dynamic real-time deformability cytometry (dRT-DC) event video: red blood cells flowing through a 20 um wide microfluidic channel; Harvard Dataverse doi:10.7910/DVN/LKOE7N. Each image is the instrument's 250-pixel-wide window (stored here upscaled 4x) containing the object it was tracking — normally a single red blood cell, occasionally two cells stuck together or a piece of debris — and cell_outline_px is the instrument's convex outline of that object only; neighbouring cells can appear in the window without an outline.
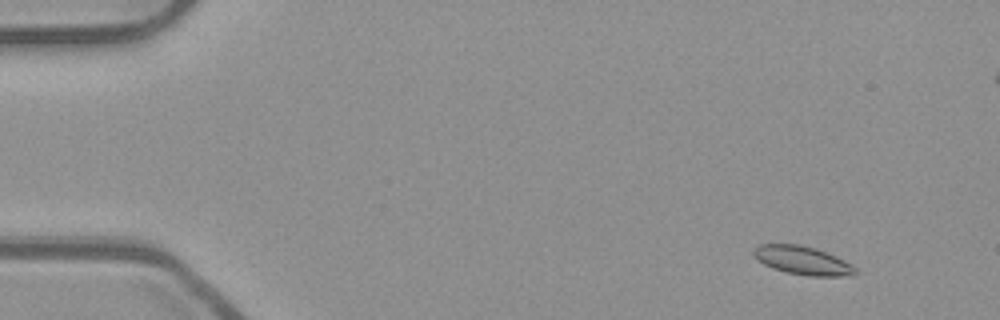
{"species": "common noctule bat (a hibernating species)", "species_latin": "Nyctalus noctula", "temperature_condition": "room temperature", "stored_images_in_passage": 55, "camera_frame_rate_fps": 3000, "um_per_image_px": 0.085, "animal": {"sex": "male", "body_mass_g": 23.1, "forearm_length_mm": 52.7}, "frame": {"image": 1, "passage_image": 5, "time_ms": 1.333, "image_size_px": [1000, 320], "cell_outline_px": [[856, 272], [852, 276], [808, 276], [784, 272], [772, 268], [756, 260], [752, 252], [752, 248], [760, 244], [800, 244], [816, 248], [836, 256], [852, 264], [856, 268]], "centroid_in_image_um": [68.19, 22.13], "position_along_channel_um": 16.8, "area_um2": 17.17}}
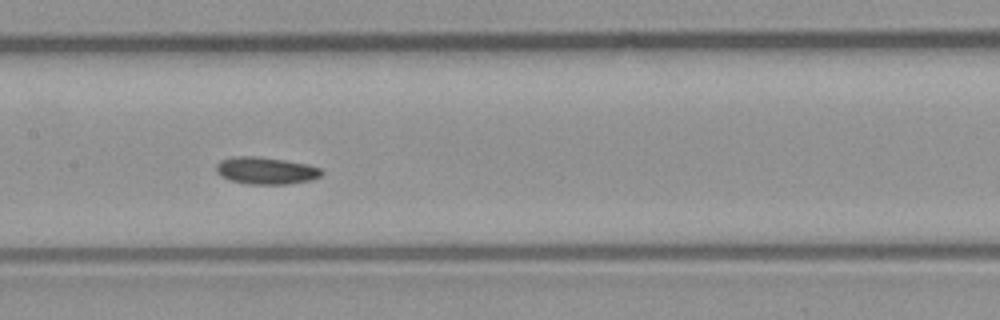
{"frame": {"image": 2, "passage_image": 27, "time_ms": 8.667, "image_size_px": [1000, 320], "cell_outline_px": [[324, 172], [320, 176], [312, 180], [288, 184], [248, 184], [228, 180], [220, 176], [216, 172], [216, 164], [220, 160], [232, 156], [256, 156], [284, 160], [308, 164], [320, 168]], "centroid_in_image_um": [22.58, 14.5], "position_along_channel_um": 184.8, "area_um2": 16.88}}
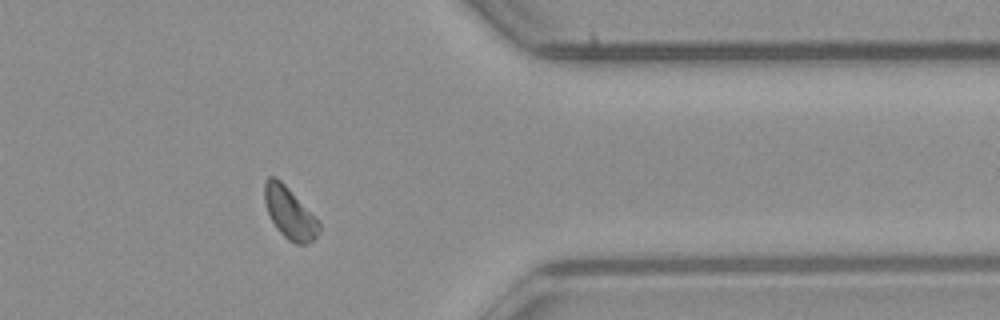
{"frame": {"image": 3, "passage_image": 44, "time_ms": 14.333, "image_size_px": [1000, 320], "cell_outline_px": [[320, 232], [312, 240], [304, 244], [296, 244], [288, 240], [276, 228], [268, 212], [264, 200], [264, 180], [268, 176], [276, 176], [288, 188], [320, 224]], "centroid_in_image_um": [24.57, 18.09], "position_along_channel_um": 386.8, "area_um2": 15.95}, "authors_computed_cell_mechanics": {"area_um2": 16.4152, "velocity_mm_per_s": 3.8492, "shape_relaxation_time_tau1_ms": 3.0287, "shape_relaxation_time_tau2_ms": null, "deformation_change_tau1": 0.0646, "deformation_change_tau2": null}}